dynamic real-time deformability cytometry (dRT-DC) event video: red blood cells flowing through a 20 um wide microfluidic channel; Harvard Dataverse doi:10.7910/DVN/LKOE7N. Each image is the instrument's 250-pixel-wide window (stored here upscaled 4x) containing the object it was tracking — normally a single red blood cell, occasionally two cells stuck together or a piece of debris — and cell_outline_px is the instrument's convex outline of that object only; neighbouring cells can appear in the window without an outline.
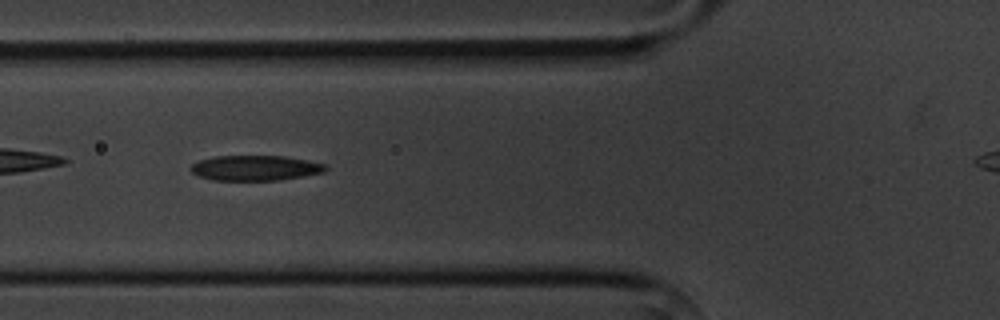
{"species": "common noctule bat (a hibernating species)", "species_latin": "Nyctalus noctula", "temperature_condition": "cold", "stored_images_in_passage": 6, "segment_of_instrument_passage": [1, 2], "camera_frame_rate_fps": 3000, "um_per_image_px": 0.085, "animal": {"sex": "male", "body_mass_g": 20.1, "forearm_length_mm": 53.5}, "frame": {"image": 1, "passage_image": 5, "time_ms": 5.333, "image_size_px": [1000, 320], "cell_outline_px": [[328, 168], [324, 172], [304, 176], [280, 180], [212, 180], [200, 176], [192, 172], [188, 168], [192, 164], [200, 160], [216, 156], [284, 156], [308, 160], [328, 164]], "centroid_in_image_um": [21.73, 14.27], "position_along_channel_um": 104.1, "area_um2": 19.88}}